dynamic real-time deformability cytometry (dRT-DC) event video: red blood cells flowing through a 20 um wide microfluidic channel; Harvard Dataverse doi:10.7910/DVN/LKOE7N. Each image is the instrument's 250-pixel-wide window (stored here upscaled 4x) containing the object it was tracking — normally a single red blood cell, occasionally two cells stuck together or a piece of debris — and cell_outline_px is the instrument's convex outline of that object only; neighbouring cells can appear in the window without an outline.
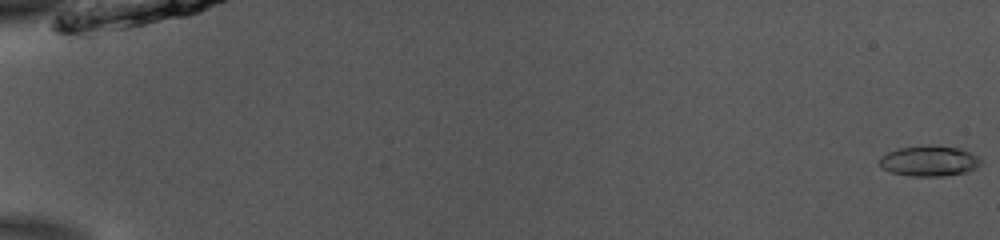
{"species": "common noctule bat (a hibernating species)", "species_latin": "Nyctalus noctula", "temperature_condition": "room temperature", "stored_images_in_passage": 19, "camera_frame_rate_fps": 3000, "um_per_image_px": 0.085, "animal": {"sex": "male", "body_mass_g": 13.0, "forearm_length_mm": 53.1}, "frame": {"image": 1, "passage_image": 1, "time_ms": 0.0, "image_size_px": [1000, 240], "cell_outline_px": [[984, 160], [976, 168], [964, 172], [944, 176], [912, 176], [892, 172], [884, 168], [880, 164], [880, 156], [896, 148], [924, 144], [960, 148]], "centroid_in_image_um": [78.98, 13.66], "position_along_channel_um": 6.0, "area_um2": 18.03}}